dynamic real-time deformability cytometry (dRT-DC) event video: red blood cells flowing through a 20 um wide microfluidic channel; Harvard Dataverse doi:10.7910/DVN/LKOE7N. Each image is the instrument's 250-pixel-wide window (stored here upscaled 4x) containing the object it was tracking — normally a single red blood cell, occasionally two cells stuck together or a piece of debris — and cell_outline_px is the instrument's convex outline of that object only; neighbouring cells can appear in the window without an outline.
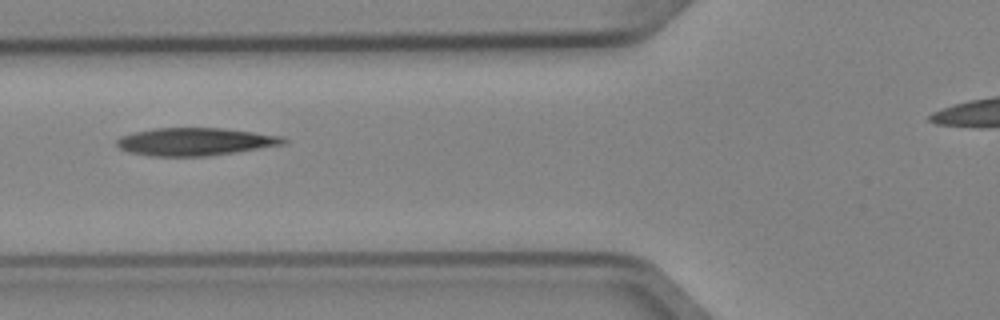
{"species": "Egyptian fruit bat (a non-hibernating species)", "species_latin": "Rousettus aegyptiacus", "temperature_condition": "cold", "stored_images_in_passage": 7, "camera_frame_rate_fps": 3000, "um_per_image_px": 0.085, "animal": {"sex": "female"}, "frame": {"image": 1, "passage_image": 7, "time_ms": 2.0, "image_size_px": [1000, 320], "cell_outline_px": [[288, 140], [284, 144], [236, 152], [208, 156], [148, 156], [128, 152], [120, 148], [116, 144], [116, 140], [120, 136], [132, 132], [156, 128], [220, 128], [252, 132], [280, 136]], "centroid_in_image_um": [16.52, 12.05], "position_along_channel_um": 109.3, "area_um2": 26.88}}